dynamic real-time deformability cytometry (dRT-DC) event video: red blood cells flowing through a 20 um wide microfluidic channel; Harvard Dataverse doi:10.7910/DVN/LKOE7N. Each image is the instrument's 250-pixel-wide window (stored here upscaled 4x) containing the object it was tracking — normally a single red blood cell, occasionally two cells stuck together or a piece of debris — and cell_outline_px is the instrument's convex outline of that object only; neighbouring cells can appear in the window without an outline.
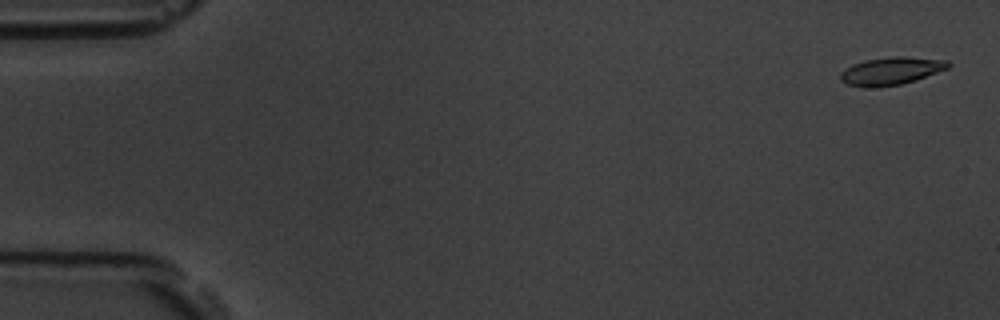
{"species": "common noctule bat (a hibernating species)", "species_latin": "Nyctalus noctula", "temperature_condition": "room temperature", "stored_images_in_passage": 56, "camera_frame_rate_fps": 3000, "um_per_image_px": 0.085, "animal": {"sex": "male", "body_mass_g": 19.5, "forearm_length_mm": 54.6}, "frame": {"image": 1, "passage_image": 1, "time_ms": 0.0, "image_size_px": [1000, 320], "cell_outline_px": [[952, 64], [948, 68], [916, 80], [900, 84], [880, 88], [860, 88], [848, 84], [840, 80], [840, 72], [844, 68], [852, 64], [864, 60], [892, 56], [904, 56], [948, 60]], "centroid_in_image_um": [75.71, 6.04], "position_along_channel_um": 9.3, "area_um2": 17.8}}
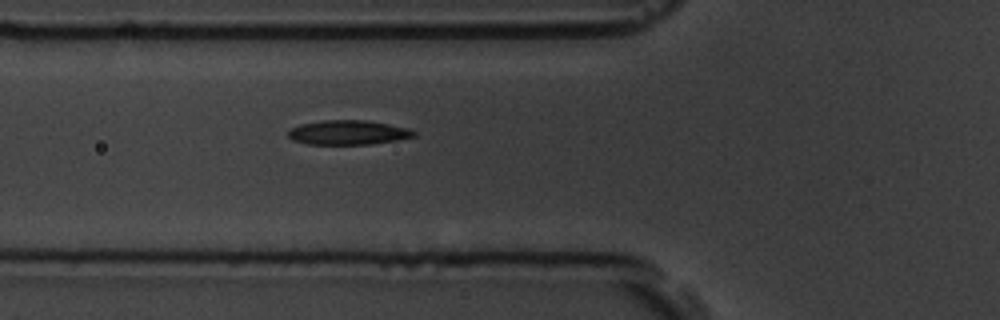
{"frame": {"image": 2, "passage_image": 20, "time_ms": 6.333, "image_size_px": [1000, 320], "cell_outline_px": [[416, 136], [396, 140], [372, 144], [304, 144], [292, 140], [288, 136], [288, 132], [292, 128], [300, 124], [324, 120], [364, 120], [388, 124], [408, 128], [416, 132]], "centroid_in_image_um": [29.58, 11.26], "position_along_channel_um": 96.2, "area_um2": 17.86}}
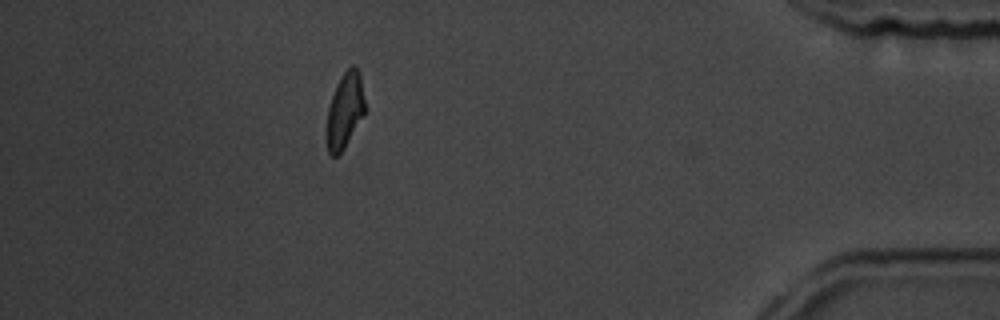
{"frame": {"image": 3, "passage_image": 50, "time_ms": 16.333, "image_size_px": [1000, 320], "cell_outline_px": [[364, 112], [344, 148], [336, 156], [332, 156], [328, 152], [328, 108], [336, 84], [340, 76], [352, 64], [356, 68], [360, 76], [364, 100]], "centroid_in_image_um": [29.31, 9.35], "position_along_channel_um": 405.9, "area_um2": 16.07}, "authors_computed_cell_mechanics": {"area_um2": 17.6001, "velocity_mm_per_s": 3.5951, "shape_relaxation_time_tau1_ms": 3.8426, "shape_relaxation_time_tau2_ms": 3.9014, "deformation_change_tau1": 0.1419, "deformation_change_tau2": 0.1033}}